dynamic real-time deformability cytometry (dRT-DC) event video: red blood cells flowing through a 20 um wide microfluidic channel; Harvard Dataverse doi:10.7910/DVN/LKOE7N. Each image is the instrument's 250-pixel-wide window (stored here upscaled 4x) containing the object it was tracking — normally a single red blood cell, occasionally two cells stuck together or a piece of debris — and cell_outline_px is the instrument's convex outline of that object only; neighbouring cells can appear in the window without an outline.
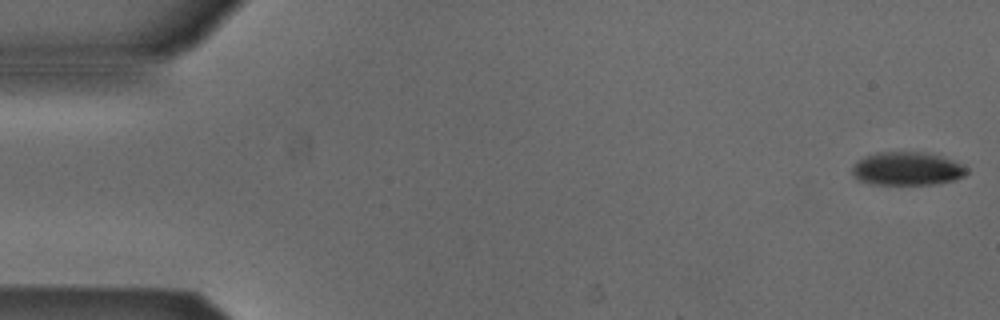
{"species": "Egyptian fruit bat (a non-hibernating species)", "species_latin": "Rousettus aegyptiacus", "temperature_condition": "cold", "stored_images_in_passage": 53, "camera_frame_rate_fps": 3000, "um_per_image_px": 0.085, "animal": {"sex": "male"}, "frame": {"image": 1, "passage_image": 1, "time_ms": 0.0, "image_size_px": [1000, 320], "cell_outline_px": [[968, 172], [964, 176], [956, 180], [936, 184], [872, 184], [856, 180], [852, 172], [852, 164], [856, 160], [876, 152], [924, 152], [940, 156], [952, 160], [968, 168]], "centroid_in_image_um": [77.07, 14.34], "position_along_channel_um": 7.9, "area_um2": 22.43}}
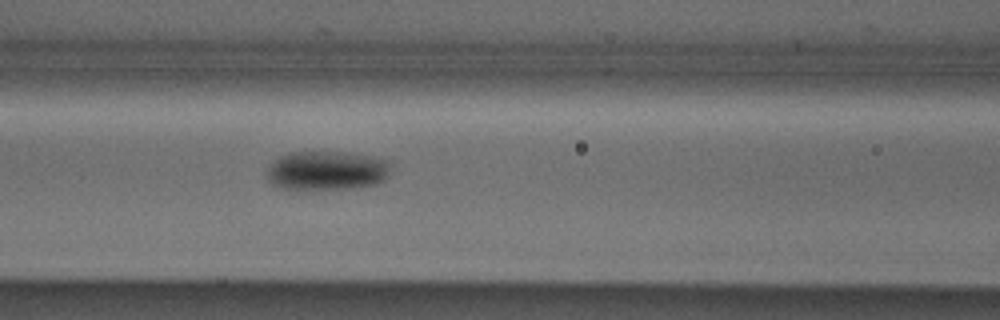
{"frame": {"image": 2, "passage_image": 22, "time_ms": 7.0, "image_size_px": [1000, 320], "cell_outline_px": [[388, 176], [384, 180], [376, 184], [352, 188], [280, 188], [272, 184], [268, 180], [268, 168], [272, 160], [288, 152], [344, 152], [372, 156], [388, 160]], "centroid_in_image_um": [27.76, 14.48], "position_along_channel_um": 138.8, "area_um2": 28.03}}
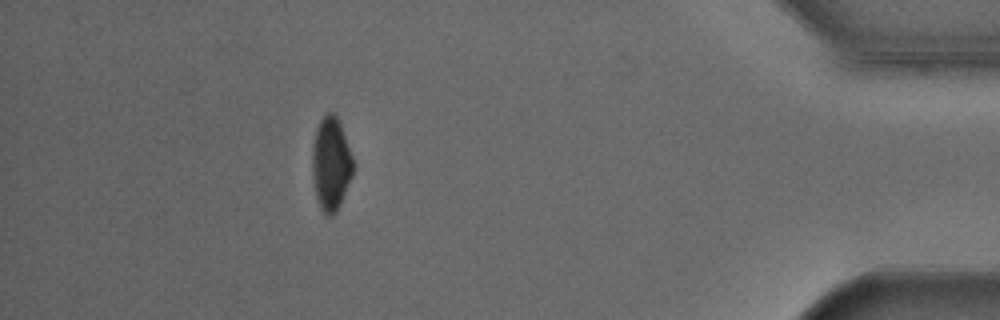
{"frame": {"image": 3, "passage_image": 47, "time_ms": 15.333, "image_size_px": [1000, 320], "cell_outline_px": [[356, 164], [352, 176], [340, 204], [336, 212], [332, 216], [324, 216], [320, 208], [316, 196], [312, 176], [312, 152], [316, 128], [320, 120], [328, 112], [336, 112]], "centroid_in_image_um": [28.15, 13.92], "position_along_channel_um": 407.1, "area_um2": 22.66}, "authors_computed_cell_mechanics": {"area_um2": 25.2586, "velocity_mm_per_s": 3.8783, "shape_relaxation_time_tau1_ms": 3.5991, "shape_relaxation_time_tau2_ms": null, "deformation_change_tau1": 0.0938, "deformation_change_tau2": null}}